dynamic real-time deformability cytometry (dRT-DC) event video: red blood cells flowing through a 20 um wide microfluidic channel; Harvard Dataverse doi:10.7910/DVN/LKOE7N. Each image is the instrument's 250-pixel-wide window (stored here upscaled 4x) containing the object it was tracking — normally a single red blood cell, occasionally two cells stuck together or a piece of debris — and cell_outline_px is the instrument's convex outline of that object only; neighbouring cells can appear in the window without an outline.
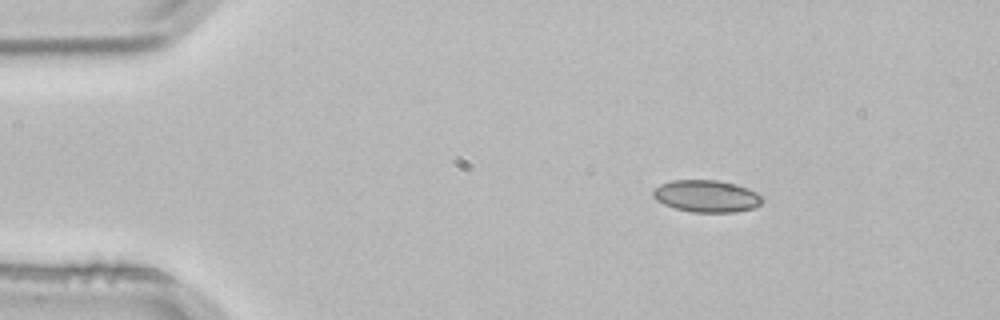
{"species": "common noctule bat (a hibernating species)", "species_latin": "Nyctalus noctula", "temperature_condition": "room temperature", "stored_images_in_passage": 2, "camera_frame_rate_fps": 3000, "um_per_image_px": 0.085, "animal": {"sex": "male", "body_mass_g": 21.5, "forearm_length_mm": 52.0}, "frame": {"image": 1, "passage_image": 1, "time_ms": 0.0, "image_size_px": [1000, 320], "cell_outline_px": [[764, 200], [760, 204], [752, 208], [736, 212], [692, 212], [676, 208], [664, 204], [656, 200], [652, 196], [652, 192], [660, 184], [672, 180], [716, 180], [736, 184], [748, 188], [756, 192]], "centroid_in_image_um": [60.05, 16.67], "position_along_channel_um": 25.0, "area_um2": 20.35}}